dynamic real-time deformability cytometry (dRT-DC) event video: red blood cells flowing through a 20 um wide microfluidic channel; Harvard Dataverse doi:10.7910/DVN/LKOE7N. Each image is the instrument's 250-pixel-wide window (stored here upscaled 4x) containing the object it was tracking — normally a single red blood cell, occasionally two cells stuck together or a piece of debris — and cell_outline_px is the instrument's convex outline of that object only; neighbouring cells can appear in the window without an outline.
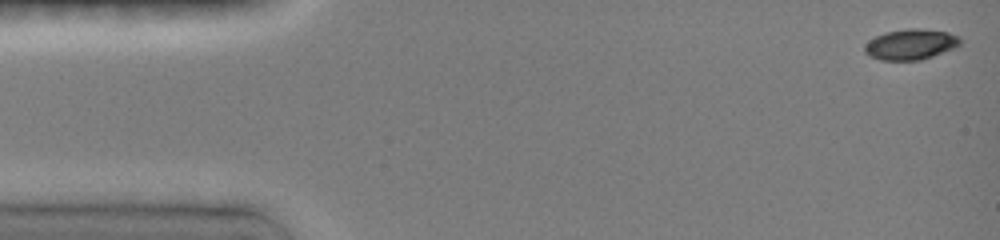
{"species": "common noctule bat (a hibernating species)", "species_latin": "Nyctalus noctula", "temperature_condition": "room temperature", "stored_images_in_passage": 48, "camera_frame_rate_fps": 3000, "um_per_image_px": 0.085, "animal": {"sex": "female", "body_mass_g": 19.0, "forearm_length_mm": 51.5}, "frame": {"image": 1, "passage_image": 1, "time_ms": 0.0, "image_size_px": [1000, 240], "cell_outline_px": [[960, 44], [956, 48], [920, 60], [880, 60], [868, 56], [864, 52], [864, 44], [868, 40], [884, 32], [908, 28], [920, 28], [948, 32], [960, 36]], "centroid_in_image_um": [77.39, 3.76], "position_along_channel_um": 7.6, "area_um2": 17.28}}
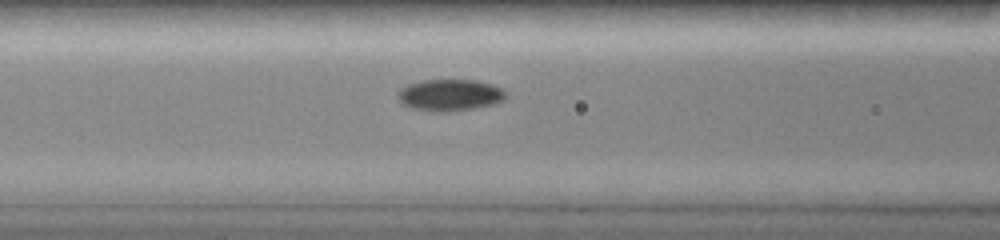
{"frame": {"image": 2, "passage_image": 19, "time_ms": 6.0, "image_size_px": [1000, 240], "cell_outline_px": [[504, 100], [492, 104], [476, 108], [452, 112], [432, 112], [412, 108], [404, 104], [400, 100], [400, 92], [408, 84], [424, 80], [476, 80], [492, 84], [500, 88], [504, 92]], "centroid_in_image_um": [38.27, 8.09], "position_along_channel_um": 128.3, "area_um2": 19.65}}
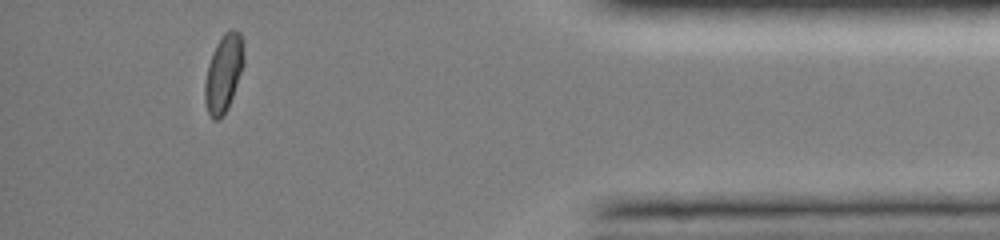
{"frame": {"image": 3, "passage_image": 43, "time_ms": 14.0, "image_size_px": [1000, 240], "cell_outline_px": [[244, 64], [228, 108], [220, 120], [212, 120], [208, 112], [204, 100], [204, 84], [208, 64], [212, 52], [216, 44], [224, 32], [228, 28], [236, 28], [240, 32], [244, 40]], "centroid_in_image_um": [19.01, 6.18], "position_along_channel_um": 416.2, "area_um2": 18.09}, "authors_computed_cell_mechanics": {"area_um2": 18.1203, "velocity_mm_per_s": 4.0263, "shape_relaxation_time_tau1_ms": 4.8302, "shape_relaxation_time_tau2_ms": null, "deformation_change_tau1": 0.1437, "deformation_change_tau2": null}}